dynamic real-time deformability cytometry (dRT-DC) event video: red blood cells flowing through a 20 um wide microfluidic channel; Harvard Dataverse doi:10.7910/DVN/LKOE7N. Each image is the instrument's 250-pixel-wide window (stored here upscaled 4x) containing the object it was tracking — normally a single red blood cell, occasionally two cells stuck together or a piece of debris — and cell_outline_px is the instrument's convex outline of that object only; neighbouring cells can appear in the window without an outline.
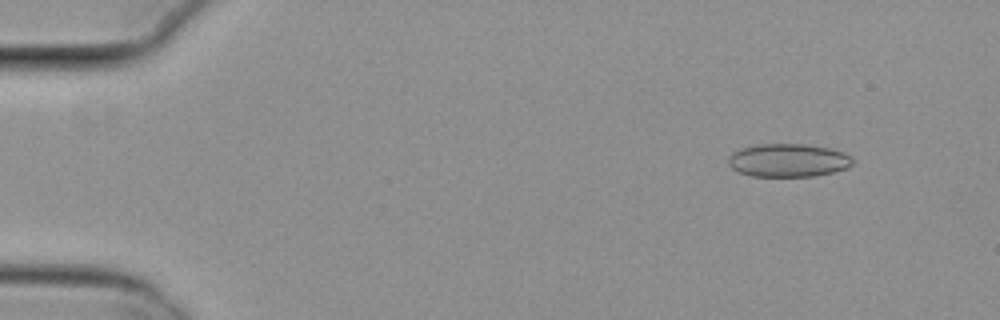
{"species": "common noctule bat (a hibernating species)", "species_latin": "Nyctalus noctula", "temperature_condition": "cold", "stored_images_in_passage": 53, "camera_frame_rate_fps": 3000, "um_per_image_px": 0.085, "animal": {"sex": "female", "body_mass_g": 29.2, "forearm_length_mm": 56.3}, "frame": {"image": 1, "passage_image": 5, "time_ms": 1.333, "image_size_px": [1000, 320], "cell_outline_px": [[852, 164], [848, 168], [816, 176], [752, 176], [740, 172], [732, 168], [728, 164], [728, 156], [732, 152], [740, 148], [756, 144], [804, 144], [828, 148], [844, 152], [852, 156]], "centroid_in_image_um": [66.98, 13.62], "position_along_channel_um": 18.0, "area_um2": 24.16}}
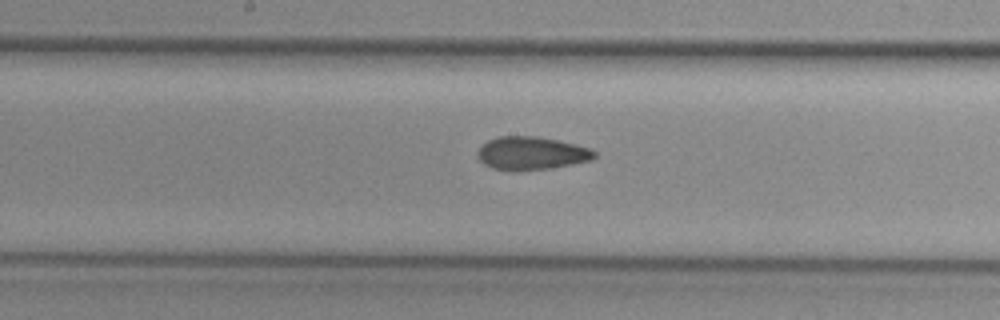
{"frame": {"image": 2, "passage_image": 28, "time_ms": 9.0, "image_size_px": [1000, 320], "cell_outline_px": [[596, 156], [592, 160], [572, 164], [548, 168], [492, 168], [484, 164], [480, 160], [476, 152], [488, 140], [500, 136], [536, 136], [576, 144], [592, 148], [596, 152]], "centroid_in_image_um": [45.22, 12.98], "position_along_channel_um": 203.0, "area_um2": 21.85}}
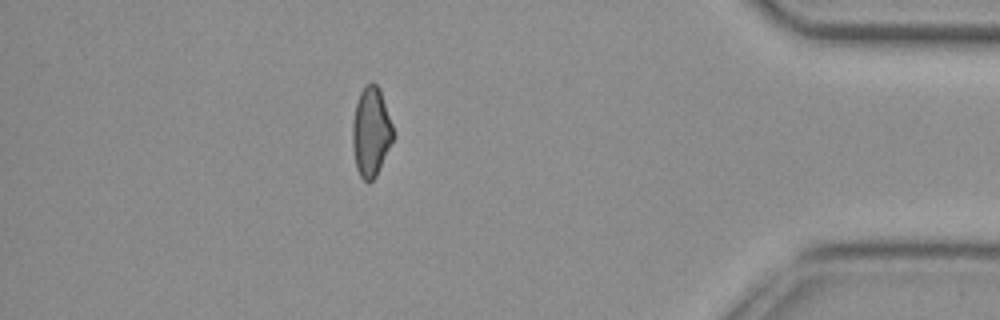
{"frame": {"image": 3, "passage_image": 47, "time_ms": 15.333, "image_size_px": [1000, 320], "cell_outline_px": [[392, 140], [376, 176], [368, 184], [360, 176], [356, 168], [352, 148], [352, 124], [356, 104], [360, 92], [364, 84], [372, 80], [380, 88], [392, 124]], "centroid_in_image_um": [31.5, 11.18], "position_along_channel_um": 403.7, "area_um2": 21.15}, "authors_computed_cell_mechanics": {"area_um2": 22.542, "velocity_mm_per_s": 3.8323, "shape_relaxation_time_tau1_ms": null, "shape_relaxation_time_tau2_ms": 2.8514, "deformation_change_tau1": null, "deformation_change_tau2": 0.0791}}